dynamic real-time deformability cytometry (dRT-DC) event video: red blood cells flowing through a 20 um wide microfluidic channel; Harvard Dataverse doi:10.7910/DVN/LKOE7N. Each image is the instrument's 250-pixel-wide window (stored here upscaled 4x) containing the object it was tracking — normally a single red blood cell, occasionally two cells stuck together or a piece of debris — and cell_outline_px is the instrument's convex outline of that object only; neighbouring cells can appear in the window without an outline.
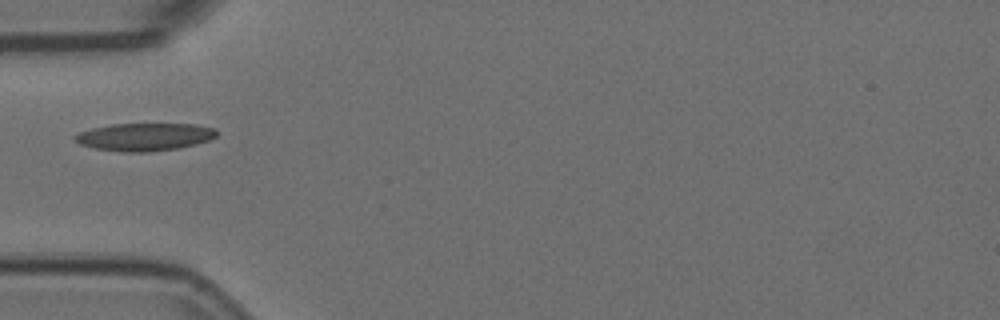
{"species": "Egyptian fruit bat (a non-hibernating species)", "species_latin": "Rousettus aegyptiacus", "temperature_condition": "room temperature", "stored_images_in_passage": 2, "camera_frame_rate_fps": 3000, "um_per_image_px": 0.085, "animal": {"sex": "female"}, "frame": {"image": 1, "passage_image": 1, "time_ms": 0.0, "image_size_px": [1000, 320], "cell_outline_px": [[216, 136], [212, 140], [196, 144], [176, 148], [148, 152], [124, 152], [96, 148], [80, 144], [72, 140], [72, 136], [80, 132], [92, 128], [112, 124], [196, 124], [216, 128]], "centroid_in_image_um": [12.29, 11.63], "position_along_channel_um": 72.7, "area_um2": 22.95}}
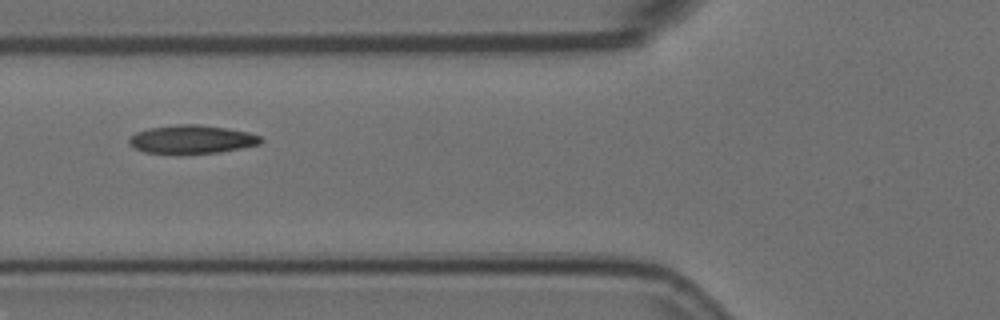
{"frame": {"image": 2, "passage_image": 2, "time_ms": 0.333, "image_size_px": [1000, 320], "cell_outline_px": [[264, 140], [260, 144], [220, 152], [180, 156], [144, 152], [128, 144], [128, 136], [136, 132], [148, 128], [180, 124], [196, 124], [224, 128], [248, 132], [260, 136]], "centroid_in_image_um": [16.24, 11.88], "position_along_channel_um": 109.6, "area_um2": 22.43}}